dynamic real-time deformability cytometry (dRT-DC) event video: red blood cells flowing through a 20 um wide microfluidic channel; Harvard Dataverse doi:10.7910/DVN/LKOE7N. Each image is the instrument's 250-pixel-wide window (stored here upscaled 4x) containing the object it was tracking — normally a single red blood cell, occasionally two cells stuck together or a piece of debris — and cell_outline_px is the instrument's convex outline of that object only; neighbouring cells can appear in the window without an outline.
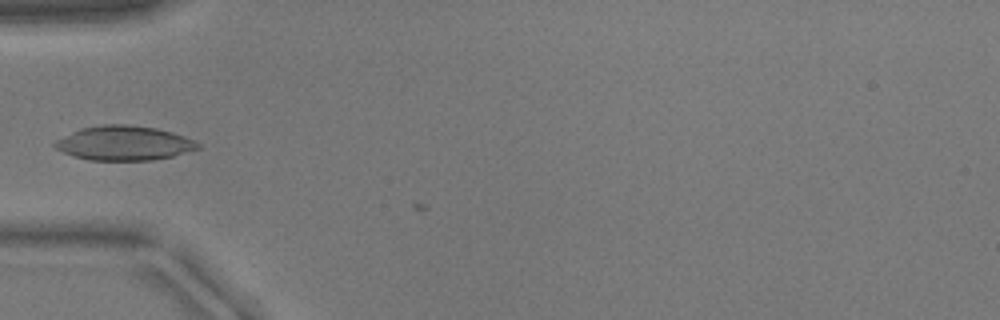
{"species": "common noctule bat (a hibernating species)", "species_latin": "Nyctalus noctula", "temperature_condition": "warm", "stored_images_in_passage": 4, "camera_frame_rate_fps": 3000, "um_per_image_px": 0.085, "animal": {"sex": "male", "body_mass_g": 17.9}, "frame": {"image": 1, "passage_image": 3, "time_ms": 0.667, "image_size_px": [1000, 320], "cell_outline_px": [[200, 148], [172, 156], [152, 160], [88, 160], [64, 152], [56, 148], [52, 144], [56, 140], [80, 128], [104, 124], [124, 124], [156, 128], [172, 132], [184, 136], [200, 144]], "centroid_in_image_um": [10.54, 12.16], "position_along_channel_um": 74.5, "area_um2": 28.44}}